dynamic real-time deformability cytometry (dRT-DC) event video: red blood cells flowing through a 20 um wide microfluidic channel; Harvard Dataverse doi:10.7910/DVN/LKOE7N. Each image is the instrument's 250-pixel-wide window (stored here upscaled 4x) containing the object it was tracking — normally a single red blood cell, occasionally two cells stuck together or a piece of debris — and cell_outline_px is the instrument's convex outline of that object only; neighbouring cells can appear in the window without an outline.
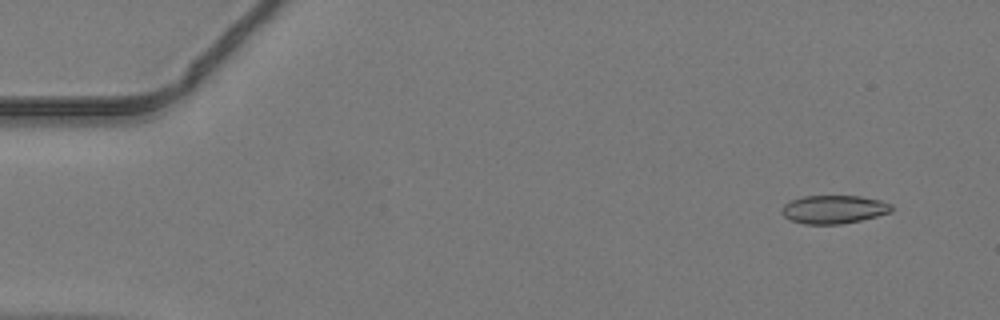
{"species": "common noctule bat (a hibernating species)", "species_latin": "Nyctalus noctula", "temperature_condition": "warm", "stored_images_in_passage": 48, "camera_frame_rate_fps": 3000, "um_per_image_px": 0.085, "animal": {"sex": "male", "body_mass_g": 19.2, "forearm_length_mm": 51.8}, "frame": {"image": 1, "passage_image": 4, "time_ms": 1.0, "image_size_px": [1000, 320], "cell_outline_px": [[892, 212], [860, 220], [840, 224], [804, 224], [788, 220], [780, 212], [784, 204], [792, 200], [804, 196], [860, 196], [880, 200], [892, 204]], "centroid_in_image_um": [70.85, 17.8], "position_along_channel_um": 14.1, "area_um2": 18.15}}
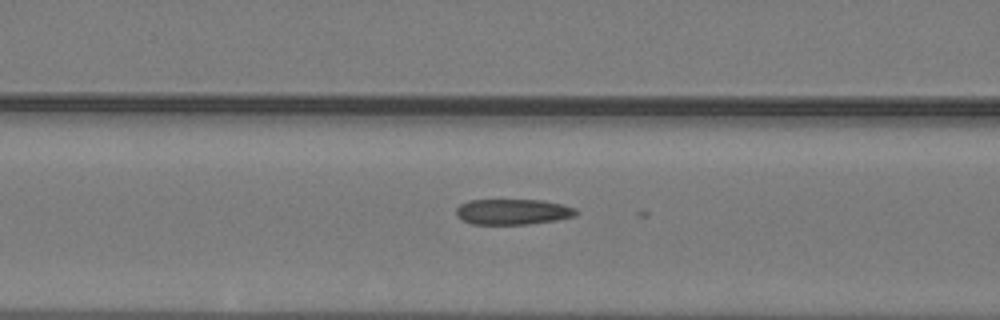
{"frame": {"image": 2, "passage_image": 20, "time_ms": 6.333, "image_size_px": [1000, 320], "cell_outline_px": [[580, 212], [576, 216], [556, 220], [528, 224], [472, 224], [460, 220], [456, 216], [456, 208], [460, 204], [468, 200], [544, 200], [576, 208]], "centroid_in_image_um": [43.58, 18.0], "position_along_channel_um": 123.0, "area_um2": 18.09}}
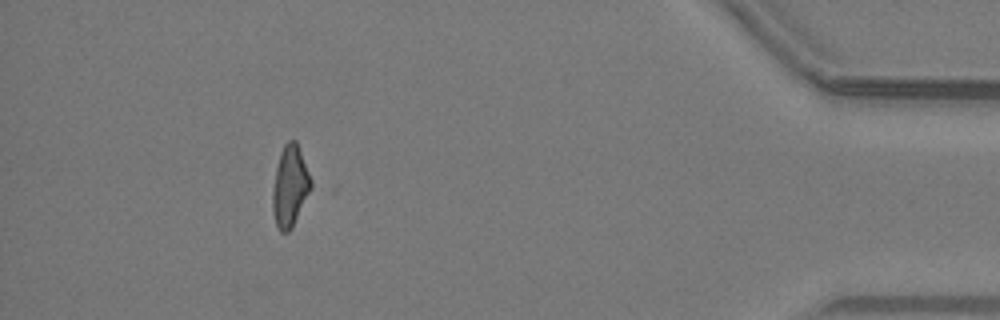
{"frame": {"image": 3, "passage_image": 44, "time_ms": 14.333, "image_size_px": [1000, 320], "cell_outline_px": [[312, 188], [292, 228], [288, 232], [280, 232], [276, 224], [272, 212], [272, 192], [276, 168], [280, 152], [284, 144], [288, 140], [296, 140], [312, 180]], "centroid_in_image_um": [24.65, 15.84], "position_along_channel_um": 410.6, "area_um2": 18.21}}